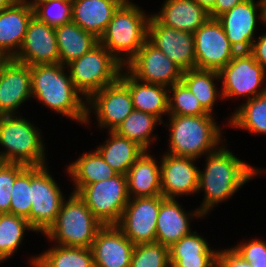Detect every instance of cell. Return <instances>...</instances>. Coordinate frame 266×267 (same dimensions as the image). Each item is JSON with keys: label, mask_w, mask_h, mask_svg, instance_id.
<instances>
[{"label": "cell", "mask_w": 266, "mask_h": 267, "mask_svg": "<svg viewBox=\"0 0 266 267\" xmlns=\"http://www.w3.org/2000/svg\"><path fill=\"white\" fill-rule=\"evenodd\" d=\"M210 249L203 237L193 232L182 237L169 248L170 257H198V255H217Z\"/></svg>", "instance_id": "39"}, {"label": "cell", "mask_w": 266, "mask_h": 267, "mask_svg": "<svg viewBox=\"0 0 266 267\" xmlns=\"http://www.w3.org/2000/svg\"><path fill=\"white\" fill-rule=\"evenodd\" d=\"M39 131L28 120L16 115H0V152L5 162L44 166L45 148Z\"/></svg>", "instance_id": "6"}, {"label": "cell", "mask_w": 266, "mask_h": 267, "mask_svg": "<svg viewBox=\"0 0 266 267\" xmlns=\"http://www.w3.org/2000/svg\"><path fill=\"white\" fill-rule=\"evenodd\" d=\"M147 40L175 62L182 71L195 68L193 33L166 27L151 15Z\"/></svg>", "instance_id": "15"}, {"label": "cell", "mask_w": 266, "mask_h": 267, "mask_svg": "<svg viewBox=\"0 0 266 267\" xmlns=\"http://www.w3.org/2000/svg\"><path fill=\"white\" fill-rule=\"evenodd\" d=\"M125 66L140 82L164 87L181 82L183 75L180 67L148 40Z\"/></svg>", "instance_id": "13"}, {"label": "cell", "mask_w": 266, "mask_h": 267, "mask_svg": "<svg viewBox=\"0 0 266 267\" xmlns=\"http://www.w3.org/2000/svg\"><path fill=\"white\" fill-rule=\"evenodd\" d=\"M5 163V161L0 157V167Z\"/></svg>", "instance_id": "50"}, {"label": "cell", "mask_w": 266, "mask_h": 267, "mask_svg": "<svg viewBox=\"0 0 266 267\" xmlns=\"http://www.w3.org/2000/svg\"><path fill=\"white\" fill-rule=\"evenodd\" d=\"M12 59L29 66L59 63L55 28L33 15L22 45Z\"/></svg>", "instance_id": "14"}, {"label": "cell", "mask_w": 266, "mask_h": 267, "mask_svg": "<svg viewBox=\"0 0 266 267\" xmlns=\"http://www.w3.org/2000/svg\"><path fill=\"white\" fill-rule=\"evenodd\" d=\"M161 195L130 198L116 226L134 244L156 242Z\"/></svg>", "instance_id": "12"}, {"label": "cell", "mask_w": 266, "mask_h": 267, "mask_svg": "<svg viewBox=\"0 0 266 267\" xmlns=\"http://www.w3.org/2000/svg\"><path fill=\"white\" fill-rule=\"evenodd\" d=\"M119 79L129 88L133 108L142 112L153 114L162 121V115L168 114L167 87L152 83H140V80L121 71Z\"/></svg>", "instance_id": "25"}, {"label": "cell", "mask_w": 266, "mask_h": 267, "mask_svg": "<svg viewBox=\"0 0 266 267\" xmlns=\"http://www.w3.org/2000/svg\"><path fill=\"white\" fill-rule=\"evenodd\" d=\"M31 95L30 66L12 58L0 59V115H14Z\"/></svg>", "instance_id": "17"}, {"label": "cell", "mask_w": 266, "mask_h": 267, "mask_svg": "<svg viewBox=\"0 0 266 267\" xmlns=\"http://www.w3.org/2000/svg\"><path fill=\"white\" fill-rule=\"evenodd\" d=\"M193 35L197 69L219 72L237 54L216 18H209Z\"/></svg>", "instance_id": "11"}, {"label": "cell", "mask_w": 266, "mask_h": 267, "mask_svg": "<svg viewBox=\"0 0 266 267\" xmlns=\"http://www.w3.org/2000/svg\"><path fill=\"white\" fill-rule=\"evenodd\" d=\"M148 16L137 5L125 0L115 11L99 39V43L124 67L147 41L150 20ZM120 53L128 57L122 58Z\"/></svg>", "instance_id": "3"}, {"label": "cell", "mask_w": 266, "mask_h": 267, "mask_svg": "<svg viewBox=\"0 0 266 267\" xmlns=\"http://www.w3.org/2000/svg\"><path fill=\"white\" fill-rule=\"evenodd\" d=\"M160 161L161 194L164 198L193 194L198 191L199 169L194 165L196 158L164 154Z\"/></svg>", "instance_id": "19"}, {"label": "cell", "mask_w": 266, "mask_h": 267, "mask_svg": "<svg viewBox=\"0 0 266 267\" xmlns=\"http://www.w3.org/2000/svg\"><path fill=\"white\" fill-rule=\"evenodd\" d=\"M257 6L261 11L258 17L262 19L261 0L257 3L254 0H244L216 18L221 23L230 45L237 53L251 50L257 21Z\"/></svg>", "instance_id": "18"}, {"label": "cell", "mask_w": 266, "mask_h": 267, "mask_svg": "<svg viewBox=\"0 0 266 267\" xmlns=\"http://www.w3.org/2000/svg\"><path fill=\"white\" fill-rule=\"evenodd\" d=\"M33 15L34 10L16 2L0 11V59H10L18 53Z\"/></svg>", "instance_id": "21"}, {"label": "cell", "mask_w": 266, "mask_h": 267, "mask_svg": "<svg viewBox=\"0 0 266 267\" xmlns=\"http://www.w3.org/2000/svg\"><path fill=\"white\" fill-rule=\"evenodd\" d=\"M171 267H217V255L170 257Z\"/></svg>", "instance_id": "42"}, {"label": "cell", "mask_w": 266, "mask_h": 267, "mask_svg": "<svg viewBox=\"0 0 266 267\" xmlns=\"http://www.w3.org/2000/svg\"><path fill=\"white\" fill-rule=\"evenodd\" d=\"M243 1L244 0H217L215 6L208 12L209 17L217 18Z\"/></svg>", "instance_id": "45"}, {"label": "cell", "mask_w": 266, "mask_h": 267, "mask_svg": "<svg viewBox=\"0 0 266 267\" xmlns=\"http://www.w3.org/2000/svg\"><path fill=\"white\" fill-rule=\"evenodd\" d=\"M249 53L266 70V34L260 36L257 42L253 41Z\"/></svg>", "instance_id": "44"}, {"label": "cell", "mask_w": 266, "mask_h": 267, "mask_svg": "<svg viewBox=\"0 0 266 267\" xmlns=\"http://www.w3.org/2000/svg\"><path fill=\"white\" fill-rule=\"evenodd\" d=\"M244 260L248 261L252 267H266V242L261 240H251L232 248Z\"/></svg>", "instance_id": "41"}, {"label": "cell", "mask_w": 266, "mask_h": 267, "mask_svg": "<svg viewBox=\"0 0 266 267\" xmlns=\"http://www.w3.org/2000/svg\"><path fill=\"white\" fill-rule=\"evenodd\" d=\"M31 205V166H27L12 186L10 214L23 217L29 222Z\"/></svg>", "instance_id": "36"}, {"label": "cell", "mask_w": 266, "mask_h": 267, "mask_svg": "<svg viewBox=\"0 0 266 267\" xmlns=\"http://www.w3.org/2000/svg\"><path fill=\"white\" fill-rule=\"evenodd\" d=\"M217 267H252L232 248L217 251Z\"/></svg>", "instance_id": "43"}, {"label": "cell", "mask_w": 266, "mask_h": 267, "mask_svg": "<svg viewBox=\"0 0 266 267\" xmlns=\"http://www.w3.org/2000/svg\"><path fill=\"white\" fill-rule=\"evenodd\" d=\"M73 192L79 195L103 225H116L130 200L127 177L123 174L85 187H76Z\"/></svg>", "instance_id": "8"}, {"label": "cell", "mask_w": 266, "mask_h": 267, "mask_svg": "<svg viewBox=\"0 0 266 267\" xmlns=\"http://www.w3.org/2000/svg\"><path fill=\"white\" fill-rule=\"evenodd\" d=\"M170 88L167 90H171L173 96L168 97L169 115L200 116L210 114L182 81L173 84Z\"/></svg>", "instance_id": "35"}, {"label": "cell", "mask_w": 266, "mask_h": 267, "mask_svg": "<svg viewBox=\"0 0 266 267\" xmlns=\"http://www.w3.org/2000/svg\"><path fill=\"white\" fill-rule=\"evenodd\" d=\"M87 102L95 110L99 126L114 131L134 110L129 88L118 79L92 94Z\"/></svg>", "instance_id": "16"}, {"label": "cell", "mask_w": 266, "mask_h": 267, "mask_svg": "<svg viewBox=\"0 0 266 267\" xmlns=\"http://www.w3.org/2000/svg\"><path fill=\"white\" fill-rule=\"evenodd\" d=\"M199 6H202L209 12L216 4L217 0H194Z\"/></svg>", "instance_id": "47"}, {"label": "cell", "mask_w": 266, "mask_h": 267, "mask_svg": "<svg viewBox=\"0 0 266 267\" xmlns=\"http://www.w3.org/2000/svg\"><path fill=\"white\" fill-rule=\"evenodd\" d=\"M262 2V21L266 23V0H261Z\"/></svg>", "instance_id": "49"}, {"label": "cell", "mask_w": 266, "mask_h": 267, "mask_svg": "<svg viewBox=\"0 0 266 267\" xmlns=\"http://www.w3.org/2000/svg\"><path fill=\"white\" fill-rule=\"evenodd\" d=\"M153 16L166 27L190 33L210 18L208 12L194 0H166L162 10Z\"/></svg>", "instance_id": "24"}, {"label": "cell", "mask_w": 266, "mask_h": 267, "mask_svg": "<svg viewBox=\"0 0 266 267\" xmlns=\"http://www.w3.org/2000/svg\"><path fill=\"white\" fill-rule=\"evenodd\" d=\"M214 79H220L219 72L197 68L183 71L181 79L210 114H213V106L218 96Z\"/></svg>", "instance_id": "31"}, {"label": "cell", "mask_w": 266, "mask_h": 267, "mask_svg": "<svg viewBox=\"0 0 266 267\" xmlns=\"http://www.w3.org/2000/svg\"><path fill=\"white\" fill-rule=\"evenodd\" d=\"M125 0H72V22L97 39Z\"/></svg>", "instance_id": "23"}, {"label": "cell", "mask_w": 266, "mask_h": 267, "mask_svg": "<svg viewBox=\"0 0 266 267\" xmlns=\"http://www.w3.org/2000/svg\"><path fill=\"white\" fill-rule=\"evenodd\" d=\"M67 168L68 173L73 177L75 187H85L118 174L106 163L97 150L82 155Z\"/></svg>", "instance_id": "29"}, {"label": "cell", "mask_w": 266, "mask_h": 267, "mask_svg": "<svg viewBox=\"0 0 266 267\" xmlns=\"http://www.w3.org/2000/svg\"><path fill=\"white\" fill-rule=\"evenodd\" d=\"M34 267H94L91 248L56 245L31 260Z\"/></svg>", "instance_id": "30"}, {"label": "cell", "mask_w": 266, "mask_h": 267, "mask_svg": "<svg viewBox=\"0 0 266 267\" xmlns=\"http://www.w3.org/2000/svg\"><path fill=\"white\" fill-rule=\"evenodd\" d=\"M26 229L33 230L27 219L10 213L0 214V262L17 251Z\"/></svg>", "instance_id": "34"}, {"label": "cell", "mask_w": 266, "mask_h": 267, "mask_svg": "<svg viewBox=\"0 0 266 267\" xmlns=\"http://www.w3.org/2000/svg\"><path fill=\"white\" fill-rule=\"evenodd\" d=\"M169 117L171 123L169 154L197 159L201 154L207 155L219 147L221 131L212 114Z\"/></svg>", "instance_id": "4"}, {"label": "cell", "mask_w": 266, "mask_h": 267, "mask_svg": "<svg viewBox=\"0 0 266 267\" xmlns=\"http://www.w3.org/2000/svg\"><path fill=\"white\" fill-rule=\"evenodd\" d=\"M64 201L60 187L47 167L31 166V210L29 224L33 231L45 233L55 222Z\"/></svg>", "instance_id": "9"}, {"label": "cell", "mask_w": 266, "mask_h": 267, "mask_svg": "<svg viewBox=\"0 0 266 267\" xmlns=\"http://www.w3.org/2000/svg\"><path fill=\"white\" fill-rule=\"evenodd\" d=\"M64 68L61 63L30 66L32 95L55 112L88 123L91 107L84 103Z\"/></svg>", "instance_id": "2"}, {"label": "cell", "mask_w": 266, "mask_h": 267, "mask_svg": "<svg viewBox=\"0 0 266 267\" xmlns=\"http://www.w3.org/2000/svg\"><path fill=\"white\" fill-rule=\"evenodd\" d=\"M223 147L208 153L204 172L199 170L198 192L202 189L205 191L204 201L199 208L203 215H207L215 204L233 196L242 185L260 172Z\"/></svg>", "instance_id": "1"}, {"label": "cell", "mask_w": 266, "mask_h": 267, "mask_svg": "<svg viewBox=\"0 0 266 267\" xmlns=\"http://www.w3.org/2000/svg\"><path fill=\"white\" fill-rule=\"evenodd\" d=\"M72 0H48L34 9V16L49 26L72 22Z\"/></svg>", "instance_id": "38"}, {"label": "cell", "mask_w": 266, "mask_h": 267, "mask_svg": "<svg viewBox=\"0 0 266 267\" xmlns=\"http://www.w3.org/2000/svg\"><path fill=\"white\" fill-rule=\"evenodd\" d=\"M14 0H0V11L8 8Z\"/></svg>", "instance_id": "48"}, {"label": "cell", "mask_w": 266, "mask_h": 267, "mask_svg": "<svg viewBox=\"0 0 266 267\" xmlns=\"http://www.w3.org/2000/svg\"><path fill=\"white\" fill-rule=\"evenodd\" d=\"M219 74L223 79L221 98L246 95L250 100V95L254 98L266 92V88L257 90L265 79L266 70L249 52L237 53Z\"/></svg>", "instance_id": "10"}, {"label": "cell", "mask_w": 266, "mask_h": 267, "mask_svg": "<svg viewBox=\"0 0 266 267\" xmlns=\"http://www.w3.org/2000/svg\"><path fill=\"white\" fill-rule=\"evenodd\" d=\"M194 213L186 214L174 198H164L161 195L156 225V242L170 248L182 237L191 234L189 216H205L199 209L195 210Z\"/></svg>", "instance_id": "22"}, {"label": "cell", "mask_w": 266, "mask_h": 267, "mask_svg": "<svg viewBox=\"0 0 266 267\" xmlns=\"http://www.w3.org/2000/svg\"><path fill=\"white\" fill-rule=\"evenodd\" d=\"M130 267H171L169 248L157 242L135 245Z\"/></svg>", "instance_id": "37"}, {"label": "cell", "mask_w": 266, "mask_h": 267, "mask_svg": "<svg viewBox=\"0 0 266 267\" xmlns=\"http://www.w3.org/2000/svg\"><path fill=\"white\" fill-rule=\"evenodd\" d=\"M26 167L27 165L11 162H5L0 167V214L10 213L12 186Z\"/></svg>", "instance_id": "40"}, {"label": "cell", "mask_w": 266, "mask_h": 267, "mask_svg": "<svg viewBox=\"0 0 266 267\" xmlns=\"http://www.w3.org/2000/svg\"><path fill=\"white\" fill-rule=\"evenodd\" d=\"M59 51V63L67 65L80 58L99 43L93 34L86 32L74 22L55 27Z\"/></svg>", "instance_id": "27"}, {"label": "cell", "mask_w": 266, "mask_h": 267, "mask_svg": "<svg viewBox=\"0 0 266 267\" xmlns=\"http://www.w3.org/2000/svg\"><path fill=\"white\" fill-rule=\"evenodd\" d=\"M67 66L75 88L82 96H86L85 100L107 85L115 83L125 68L101 43Z\"/></svg>", "instance_id": "7"}, {"label": "cell", "mask_w": 266, "mask_h": 267, "mask_svg": "<svg viewBox=\"0 0 266 267\" xmlns=\"http://www.w3.org/2000/svg\"><path fill=\"white\" fill-rule=\"evenodd\" d=\"M126 177L129 198L133 195L135 198L162 195L161 168L147 151L134 162Z\"/></svg>", "instance_id": "26"}, {"label": "cell", "mask_w": 266, "mask_h": 267, "mask_svg": "<svg viewBox=\"0 0 266 267\" xmlns=\"http://www.w3.org/2000/svg\"><path fill=\"white\" fill-rule=\"evenodd\" d=\"M134 247L116 225H103L91 246L94 267H130Z\"/></svg>", "instance_id": "20"}, {"label": "cell", "mask_w": 266, "mask_h": 267, "mask_svg": "<svg viewBox=\"0 0 266 267\" xmlns=\"http://www.w3.org/2000/svg\"><path fill=\"white\" fill-rule=\"evenodd\" d=\"M46 1L48 0H32V2H29V0H14V2L22 4L31 10L36 9L40 4L45 3Z\"/></svg>", "instance_id": "46"}, {"label": "cell", "mask_w": 266, "mask_h": 267, "mask_svg": "<svg viewBox=\"0 0 266 267\" xmlns=\"http://www.w3.org/2000/svg\"><path fill=\"white\" fill-rule=\"evenodd\" d=\"M229 123L252 133L266 134V92L242 104Z\"/></svg>", "instance_id": "33"}, {"label": "cell", "mask_w": 266, "mask_h": 267, "mask_svg": "<svg viewBox=\"0 0 266 267\" xmlns=\"http://www.w3.org/2000/svg\"><path fill=\"white\" fill-rule=\"evenodd\" d=\"M110 138L96 150L118 174L126 175L130 167L145 151L136 142L109 131Z\"/></svg>", "instance_id": "28"}, {"label": "cell", "mask_w": 266, "mask_h": 267, "mask_svg": "<svg viewBox=\"0 0 266 267\" xmlns=\"http://www.w3.org/2000/svg\"><path fill=\"white\" fill-rule=\"evenodd\" d=\"M157 122L163 123L153 114L134 109L123 122L117 126L114 132L136 142L145 151H148L147 148H149L150 142L154 140L150 138V136Z\"/></svg>", "instance_id": "32"}, {"label": "cell", "mask_w": 266, "mask_h": 267, "mask_svg": "<svg viewBox=\"0 0 266 267\" xmlns=\"http://www.w3.org/2000/svg\"><path fill=\"white\" fill-rule=\"evenodd\" d=\"M102 226L79 195L72 192L69 199L62 202L55 222L44 234L61 246L91 248Z\"/></svg>", "instance_id": "5"}]
</instances>
